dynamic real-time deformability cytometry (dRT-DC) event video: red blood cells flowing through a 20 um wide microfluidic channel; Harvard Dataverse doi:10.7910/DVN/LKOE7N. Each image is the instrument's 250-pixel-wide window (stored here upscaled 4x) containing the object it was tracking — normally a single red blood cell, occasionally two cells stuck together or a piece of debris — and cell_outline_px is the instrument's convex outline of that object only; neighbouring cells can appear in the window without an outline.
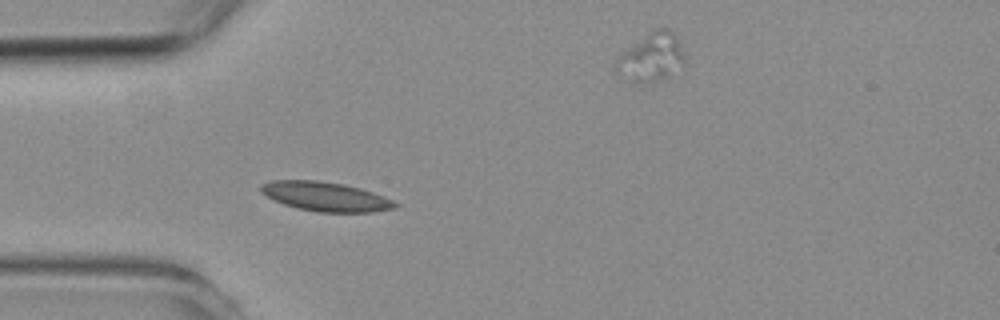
{"species": "common noctule bat (a hibernating species)", "species_latin": "Nyctalus noctula", "temperature_condition": "room temperature", "stored_images_in_passage": 5, "segment_of_instrument_passage": [1, 2], "camera_frame_rate_fps": 3000, "um_per_image_px": 0.085, "animal": {"sex": "female", "body_mass_g": 19.3, "forearm_length_mm": 54.1}, "frame": {"image": 1, "passage_image": 4, "time_ms": 3.333, "image_size_px": [1000, 320], "cell_outline_px": [[400, 204], [396, 208], [372, 212], [316, 212], [296, 208], [284, 204], [260, 192], [260, 184], [272, 180], [316, 180], [344, 184], [360, 188], [384, 196]], "centroid_in_image_um": [27.68, 16.71], "position_along_channel_um": 57.3, "area_um2": 22.95}}